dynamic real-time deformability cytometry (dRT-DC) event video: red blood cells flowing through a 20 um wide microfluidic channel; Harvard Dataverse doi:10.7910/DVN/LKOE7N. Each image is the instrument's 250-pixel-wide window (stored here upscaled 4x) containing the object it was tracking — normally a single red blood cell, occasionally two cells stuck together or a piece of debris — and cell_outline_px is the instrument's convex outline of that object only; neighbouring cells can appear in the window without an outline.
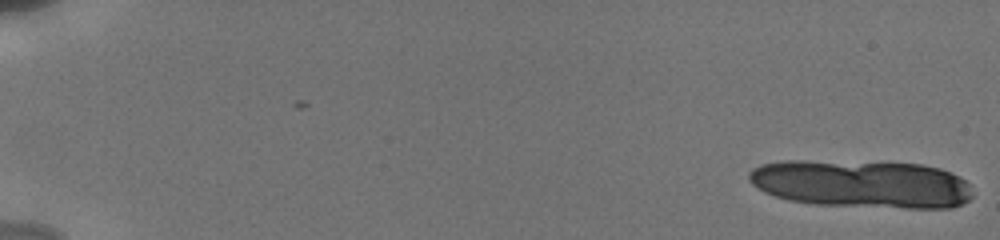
{"species": "human", "species_latin": "Homo sapiens", "temperature_condition": "cold", "stored_images_in_passage": 28, "camera_frame_rate_fps": 3000, "um_per_image_px": 0.085, "donor": {"sex": "male"}, "frame": {"image": 1, "passage_image": 1, "time_ms": 0.0, "image_size_px": [1000, 240], "cell_outline_px": [[972, 196], [968, 200], [952, 208], [908, 208], [816, 204], [788, 200], [764, 192], [752, 184], [748, 180], [748, 172], [752, 168], [760, 164], [784, 160], [804, 160], [920, 164], [940, 168], [952, 172], [960, 176], [968, 184]], "centroid_in_image_um": [73.21, 15.63], "position_along_channel_um": 11.8, "area_um2": 62.6}}